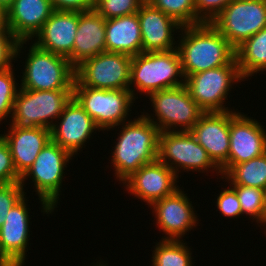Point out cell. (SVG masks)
<instances>
[{
	"instance_id": "f1b7e54d",
	"label": "cell",
	"mask_w": 266,
	"mask_h": 266,
	"mask_svg": "<svg viewBox=\"0 0 266 266\" xmlns=\"http://www.w3.org/2000/svg\"><path fill=\"white\" fill-rule=\"evenodd\" d=\"M181 26L196 25L195 0H147Z\"/></svg>"
},
{
	"instance_id": "60d3db41",
	"label": "cell",
	"mask_w": 266,
	"mask_h": 266,
	"mask_svg": "<svg viewBox=\"0 0 266 266\" xmlns=\"http://www.w3.org/2000/svg\"><path fill=\"white\" fill-rule=\"evenodd\" d=\"M102 263V264H101ZM97 264V265H96ZM95 264V266H106V264H104L103 262H99L97 261V263ZM94 266V265H93Z\"/></svg>"
},
{
	"instance_id": "ac0fdd59",
	"label": "cell",
	"mask_w": 266,
	"mask_h": 266,
	"mask_svg": "<svg viewBox=\"0 0 266 266\" xmlns=\"http://www.w3.org/2000/svg\"><path fill=\"white\" fill-rule=\"evenodd\" d=\"M230 121L231 110L204 113L190 130L219 169L228 160Z\"/></svg>"
},
{
	"instance_id": "83f0119b",
	"label": "cell",
	"mask_w": 266,
	"mask_h": 266,
	"mask_svg": "<svg viewBox=\"0 0 266 266\" xmlns=\"http://www.w3.org/2000/svg\"><path fill=\"white\" fill-rule=\"evenodd\" d=\"M229 186L236 191L242 215L246 214L253 218V221L255 219L257 223H261V226H266V190L243 185Z\"/></svg>"
},
{
	"instance_id": "e0dca14e",
	"label": "cell",
	"mask_w": 266,
	"mask_h": 266,
	"mask_svg": "<svg viewBox=\"0 0 266 266\" xmlns=\"http://www.w3.org/2000/svg\"><path fill=\"white\" fill-rule=\"evenodd\" d=\"M23 197L8 212L0 228V257L9 266H23L29 237V208Z\"/></svg>"
},
{
	"instance_id": "e575fe53",
	"label": "cell",
	"mask_w": 266,
	"mask_h": 266,
	"mask_svg": "<svg viewBox=\"0 0 266 266\" xmlns=\"http://www.w3.org/2000/svg\"><path fill=\"white\" fill-rule=\"evenodd\" d=\"M20 178L13 164L9 146L0 134V184L20 182Z\"/></svg>"
},
{
	"instance_id": "d590c367",
	"label": "cell",
	"mask_w": 266,
	"mask_h": 266,
	"mask_svg": "<svg viewBox=\"0 0 266 266\" xmlns=\"http://www.w3.org/2000/svg\"><path fill=\"white\" fill-rule=\"evenodd\" d=\"M217 201L215 202L219 213L225 217H239L242 215L241 205L237 198L236 191L230 186L227 189H222Z\"/></svg>"
},
{
	"instance_id": "7a4b0ae2",
	"label": "cell",
	"mask_w": 266,
	"mask_h": 266,
	"mask_svg": "<svg viewBox=\"0 0 266 266\" xmlns=\"http://www.w3.org/2000/svg\"><path fill=\"white\" fill-rule=\"evenodd\" d=\"M111 164L116 179L123 182L143 165L157 159L160 130L143 115L121 124Z\"/></svg>"
},
{
	"instance_id": "f546056e",
	"label": "cell",
	"mask_w": 266,
	"mask_h": 266,
	"mask_svg": "<svg viewBox=\"0 0 266 266\" xmlns=\"http://www.w3.org/2000/svg\"><path fill=\"white\" fill-rule=\"evenodd\" d=\"M146 0H95L94 10L105 20L137 13Z\"/></svg>"
},
{
	"instance_id": "277c9868",
	"label": "cell",
	"mask_w": 266,
	"mask_h": 266,
	"mask_svg": "<svg viewBox=\"0 0 266 266\" xmlns=\"http://www.w3.org/2000/svg\"><path fill=\"white\" fill-rule=\"evenodd\" d=\"M72 157L74 156L69 151L50 140L20 178V183L24 186L25 181L31 177L42 204V211L46 214H51L57 207L62 180L65 177L64 168H67L66 165Z\"/></svg>"
},
{
	"instance_id": "8992f818",
	"label": "cell",
	"mask_w": 266,
	"mask_h": 266,
	"mask_svg": "<svg viewBox=\"0 0 266 266\" xmlns=\"http://www.w3.org/2000/svg\"><path fill=\"white\" fill-rule=\"evenodd\" d=\"M72 97L73 90L39 91L19 88L9 125L51 129Z\"/></svg>"
},
{
	"instance_id": "8d00e7d4",
	"label": "cell",
	"mask_w": 266,
	"mask_h": 266,
	"mask_svg": "<svg viewBox=\"0 0 266 266\" xmlns=\"http://www.w3.org/2000/svg\"><path fill=\"white\" fill-rule=\"evenodd\" d=\"M54 10L88 12L94 10L95 0H50Z\"/></svg>"
},
{
	"instance_id": "ba28073f",
	"label": "cell",
	"mask_w": 266,
	"mask_h": 266,
	"mask_svg": "<svg viewBox=\"0 0 266 266\" xmlns=\"http://www.w3.org/2000/svg\"><path fill=\"white\" fill-rule=\"evenodd\" d=\"M148 96L157 119L148 113L142 112V115L161 132L190 131L205 113L190 97L185 85L153 92Z\"/></svg>"
},
{
	"instance_id": "7402d4cb",
	"label": "cell",
	"mask_w": 266,
	"mask_h": 266,
	"mask_svg": "<svg viewBox=\"0 0 266 266\" xmlns=\"http://www.w3.org/2000/svg\"><path fill=\"white\" fill-rule=\"evenodd\" d=\"M53 11L50 0H14L7 9L8 27L19 41L32 40Z\"/></svg>"
},
{
	"instance_id": "74e56055",
	"label": "cell",
	"mask_w": 266,
	"mask_h": 266,
	"mask_svg": "<svg viewBox=\"0 0 266 266\" xmlns=\"http://www.w3.org/2000/svg\"><path fill=\"white\" fill-rule=\"evenodd\" d=\"M0 31H10L7 9L0 5Z\"/></svg>"
},
{
	"instance_id": "52a82bcc",
	"label": "cell",
	"mask_w": 266,
	"mask_h": 266,
	"mask_svg": "<svg viewBox=\"0 0 266 266\" xmlns=\"http://www.w3.org/2000/svg\"><path fill=\"white\" fill-rule=\"evenodd\" d=\"M73 97L102 131H109L123 124L135 101L129 89L90 88L83 86L76 78Z\"/></svg>"
},
{
	"instance_id": "3957f363",
	"label": "cell",
	"mask_w": 266,
	"mask_h": 266,
	"mask_svg": "<svg viewBox=\"0 0 266 266\" xmlns=\"http://www.w3.org/2000/svg\"><path fill=\"white\" fill-rule=\"evenodd\" d=\"M184 83L185 76L177 48L170 51L142 52L132 56L129 90L135 100V87L148 97L153 92L179 87Z\"/></svg>"
},
{
	"instance_id": "2e32d148",
	"label": "cell",
	"mask_w": 266,
	"mask_h": 266,
	"mask_svg": "<svg viewBox=\"0 0 266 266\" xmlns=\"http://www.w3.org/2000/svg\"><path fill=\"white\" fill-rule=\"evenodd\" d=\"M57 123L51 128V140L73 156L78 154L94 131H101L79 102L72 97Z\"/></svg>"
},
{
	"instance_id": "6da1fadb",
	"label": "cell",
	"mask_w": 266,
	"mask_h": 266,
	"mask_svg": "<svg viewBox=\"0 0 266 266\" xmlns=\"http://www.w3.org/2000/svg\"><path fill=\"white\" fill-rule=\"evenodd\" d=\"M180 31L177 50L185 78L230 64L236 58L235 48L211 23L182 26Z\"/></svg>"
},
{
	"instance_id": "9a60e30c",
	"label": "cell",
	"mask_w": 266,
	"mask_h": 266,
	"mask_svg": "<svg viewBox=\"0 0 266 266\" xmlns=\"http://www.w3.org/2000/svg\"><path fill=\"white\" fill-rule=\"evenodd\" d=\"M178 176L167 165L158 159L143 165L138 171L132 173L122 183L128 193L147 202H153L173 194L177 186Z\"/></svg>"
},
{
	"instance_id": "1f68e13d",
	"label": "cell",
	"mask_w": 266,
	"mask_h": 266,
	"mask_svg": "<svg viewBox=\"0 0 266 266\" xmlns=\"http://www.w3.org/2000/svg\"><path fill=\"white\" fill-rule=\"evenodd\" d=\"M29 41H19L11 31H0V70L12 68V60L20 56Z\"/></svg>"
},
{
	"instance_id": "cb8c5ba5",
	"label": "cell",
	"mask_w": 266,
	"mask_h": 266,
	"mask_svg": "<svg viewBox=\"0 0 266 266\" xmlns=\"http://www.w3.org/2000/svg\"><path fill=\"white\" fill-rule=\"evenodd\" d=\"M106 52L135 56L142 53V37L137 13L105 20Z\"/></svg>"
},
{
	"instance_id": "d6a6232c",
	"label": "cell",
	"mask_w": 266,
	"mask_h": 266,
	"mask_svg": "<svg viewBox=\"0 0 266 266\" xmlns=\"http://www.w3.org/2000/svg\"><path fill=\"white\" fill-rule=\"evenodd\" d=\"M24 187L20 182L0 184V228L5 222L9 210L24 196Z\"/></svg>"
},
{
	"instance_id": "ab89813d",
	"label": "cell",
	"mask_w": 266,
	"mask_h": 266,
	"mask_svg": "<svg viewBox=\"0 0 266 266\" xmlns=\"http://www.w3.org/2000/svg\"><path fill=\"white\" fill-rule=\"evenodd\" d=\"M0 266H9V265H7L0 257Z\"/></svg>"
},
{
	"instance_id": "5b68a950",
	"label": "cell",
	"mask_w": 266,
	"mask_h": 266,
	"mask_svg": "<svg viewBox=\"0 0 266 266\" xmlns=\"http://www.w3.org/2000/svg\"><path fill=\"white\" fill-rule=\"evenodd\" d=\"M32 44L28 50L19 87L39 91L73 90L75 67L70 61Z\"/></svg>"
},
{
	"instance_id": "8fae6325",
	"label": "cell",
	"mask_w": 266,
	"mask_h": 266,
	"mask_svg": "<svg viewBox=\"0 0 266 266\" xmlns=\"http://www.w3.org/2000/svg\"><path fill=\"white\" fill-rule=\"evenodd\" d=\"M211 24L236 49L266 27V0H232Z\"/></svg>"
},
{
	"instance_id": "4dcf8cb0",
	"label": "cell",
	"mask_w": 266,
	"mask_h": 266,
	"mask_svg": "<svg viewBox=\"0 0 266 266\" xmlns=\"http://www.w3.org/2000/svg\"><path fill=\"white\" fill-rule=\"evenodd\" d=\"M14 74L12 68L0 70V122L12 116L13 104L19 90Z\"/></svg>"
},
{
	"instance_id": "4316f807",
	"label": "cell",
	"mask_w": 266,
	"mask_h": 266,
	"mask_svg": "<svg viewBox=\"0 0 266 266\" xmlns=\"http://www.w3.org/2000/svg\"><path fill=\"white\" fill-rule=\"evenodd\" d=\"M155 244L151 266H192V252L181 240L161 239Z\"/></svg>"
},
{
	"instance_id": "5bb4252c",
	"label": "cell",
	"mask_w": 266,
	"mask_h": 266,
	"mask_svg": "<svg viewBox=\"0 0 266 266\" xmlns=\"http://www.w3.org/2000/svg\"><path fill=\"white\" fill-rule=\"evenodd\" d=\"M193 207L192 201L180 188L173 194L153 202L150 208H153V216L155 214L156 227L167 235L161 239L181 240L186 232L196 227L198 216Z\"/></svg>"
},
{
	"instance_id": "30bf717a",
	"label": "cell",
	"mask_w": 266,
	"mask_h": 266,
	"mask_svg": "<svg viewBox=\"0 0 266 266\" xmlns=\"http://www.w3.org/2000/svg\"><path fill=\"white\" fill-rule=\"evenodd\" d=\"M157 159L167 165L177 176L179 169L203 173L212 168L213 171L221 174L220 169L190 131L160 132Z\"/></svg>"
},
{
	"instance_id": "ffe728a7",
	"label": "cell",
	"mask_w": 266,
	"mask_h": 266,
	"mask_svg": "<svg viewBox=\"0 0 266 266\" xmlns=\"http://www.w3.org/2000/svg\"><path fill=\"white\" fill-rule=\"evenodd\" d=\"M77 29L78 12L54 10L34 36V44L43 50L66 57L72 64Z\"/></svg>"
},
{
	"instance_id": "d6986e66",
	"label": "cell",
	"mask_w": 266,
	"mask_h": 266,
	"mask_svg": "<svg viewBox=\"0 0 266 266\" xmlns=\"http://www.w3.org/2000/svg\"><path fill=\"white\" fill-rule=\"evenodd\" d=\"M137 14L142 37V52L170 51L177 48L174 32L178 31L177 29L181 30L182 26L176 20L155 8L147 0L141 5Z\"/></svg>"
},
{
	"instance_id": "f35d334b",
	"label": "cell",
	"mask_w": 266,
	"mask_h": 266,
	"mask_svg": "<svg viewBox=\"0 0 266 266\" xmlns=\"http://www.w3.org/2000/svg\"><path fill=\"white\" fill-rule=\"evenodd\" d=\"M14 0H0V5L8 9L12 4Z\"/></svg>"
},
{
	"instance_id": "9c48e42d",
	"label": "cell",
	"mask_w": 266,
	"mask_h": 266,
	"mask_svg": "<svg viewBox=\"0 0 266 266\" xmlns=\"http://www.w3.org/2000/svg\"><path fill=\"white\" fill-rule=\"evenodd\" d=\"M242 79L235 58L230 64L187 76L184 85L205 113L226 112L230 111L223 105L228 93L232 85L244 81Z\"/></svg>"
},
{
	"instance_id": "836d02e7",
	"label": "cell",
	"mask_w": 266,
	"mask_h": 266,
	"mask_svg": "<svg viewBox=\"0 0 266 266\" xmlns=\"http://www.w3.org/2000/svg\"><path fill=\"white\" fill-rule=\"evenodd\" d=\"M232 0H195L196 25L211 23Z\"/></svg>"
},
{
	"instance_id": "484cf974",
	"label": "cell",
	"mask_w": 266,
	"mask_h": 266,
	"mask_svg": "<svg viewBox=\"0 0 266 266\" xmlns=\"http://www.w3.org/2000/svg\"><path fill=\"white\" fill-rule=\"evenodd\" d=\"M220 177L222 180L225 177L229 185H243L266 190V153L236 164L226 175Z\"/></svg>"
},
{
	"instance_id": "d4e9b609",
	"label": "cell",
	"mask_w": 266,
	"mask_h": 266,
	"mask_svg": "<svg viewBox=\"0 0 266 266\" xmlns=\"http://www.w3.org/2000/svg\"><path fill=\"white\" fill-rule=\"evenodd\" d=\"M241 76L246 79L266 70V27L235 49Z\"/></svg>"
},
{
	"instance_id": "44dd1931",
	"label": "cell",
	"mask_w": 266,
	"mask_h": 266,
	"mask_svg": "<svg viewBox=\"0 0 266 266\" xmlns=\"http://www.w3.org/2000/svg\"><path fill=\"white\" fill-rule=\"evenodd\" d=\"M9 127L8 133L4 132L1 135L9 146L17 173L22 176L51 140V129L16 125Z\"/></svg>"
},
{
	"instance_id": "4fadbf2b",
	"label": "cell",
	"mask_w": 266,
	"mask_h": 266,
	"mask_svg": "<svg viewBox=\"0 0 266 266\" xmlns=\"http://www.w3.org/2000/svg\"><path fill=\"white\" fill-rule=\"evenodd\" d=\"M263 128L252 117L231 109L229 154L227 162L220 168L221 176L226 175L236 164L266 153V130Z\"/></svg>"
},
{
	"instance_id": "7c38bea8",
	"label": "cell",
	"mask_w": 266,
	"mask_h": 266,
	"mask_svg": "<svg viewBox=\"0 0 266 266\" xmlns=\"http://www.w3.org/2000/svg\"><path fill=\"white\" fill-rule=\"evenodd\" d=\"M132 56L103 52L84 60L75 68V78L95 89H129Z\"/></svg>"
},
{
	"instance_id": "603a6c76",
	"label": "cell",
	"mask_w": 266,
	"mask_h": 266,
	"mask_svg": "<svg viewBox=\"0 0 266 266\" xmlns=\"http://www.w3.org/2000/svg\"><path fill=\"white\" fill-rule=\"evenodd\" d=\"M103 52H106L105 19L95 10L78 12L72 65L76 68L84 60Z\"/></svg>"
}]
</instances>
